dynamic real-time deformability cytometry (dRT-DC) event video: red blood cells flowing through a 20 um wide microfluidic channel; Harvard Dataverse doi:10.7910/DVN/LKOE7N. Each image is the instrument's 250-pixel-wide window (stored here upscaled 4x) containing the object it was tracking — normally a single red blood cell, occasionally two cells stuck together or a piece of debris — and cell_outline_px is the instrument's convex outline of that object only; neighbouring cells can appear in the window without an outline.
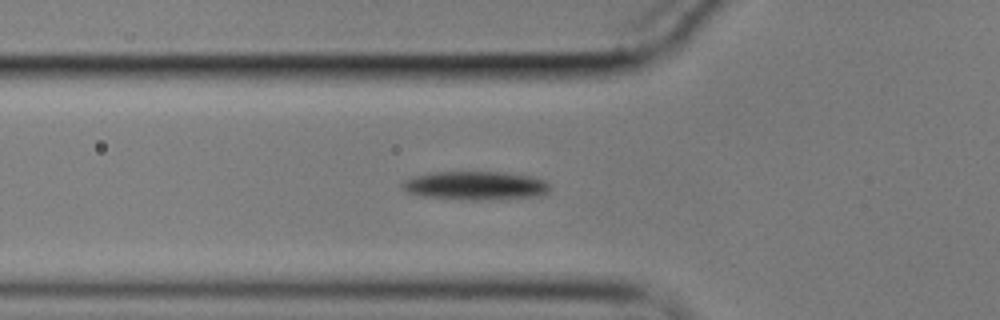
{"species": "common noctule bat (a hibernating species)", "species_latin": "Nyctalus noctula", "temperature_condition": "cold", "stored_images_in_passage": 47, "camera_frame_rate_fps": 3000, "um_per_image_px": 0.085, "animal": {"sex": "male", "body_mass_g": 17.9}, "frame": {"image": 1, "passage_image": 4, "time_ms": 1.0, "image_size_px": [1000, 320], "cell_outline_px": [[552, 188], [548, 192], [540, 196], [504, 200], [476, 200], [424, 196], [408, 192], [400, 188], [400, 184], [404, 180], [412, 176], [432, 172], [504, 172], [528, 176], [544, 180], [552, 184]], "centroid_in_image_um": [40.46, 15.78], "position_along_channel_um": 85.3, "area_um2": 25.03}}
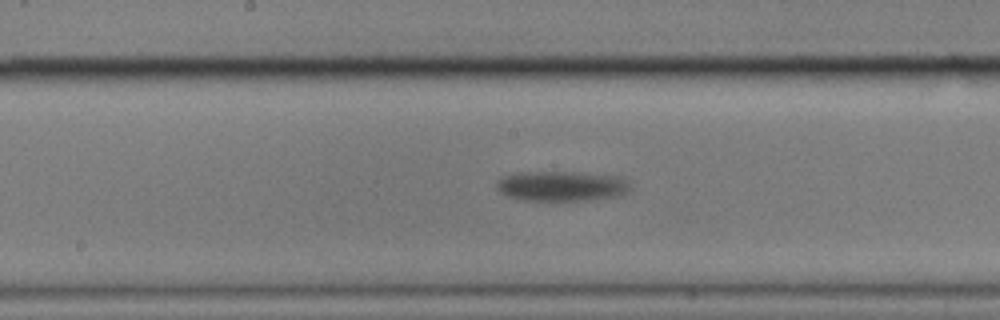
{"frame": {"image": 2, "passage_image": 15, "time_ms": 4.667, "image_size_px": [1000, 320], "cell_outline_px": [[632, 188], [628, 192], [616, 196], [588, 200], [520, 200], [508, 196], [500, 192], [496, 188], [496, 180], [504, 176], [520, 172], [576, 172], [612, 176], [624, 180]], "centroid_in_image_um": [47.67, 15.82], "position_along_channel_um": 200.5, "area_um2": 23.18}}
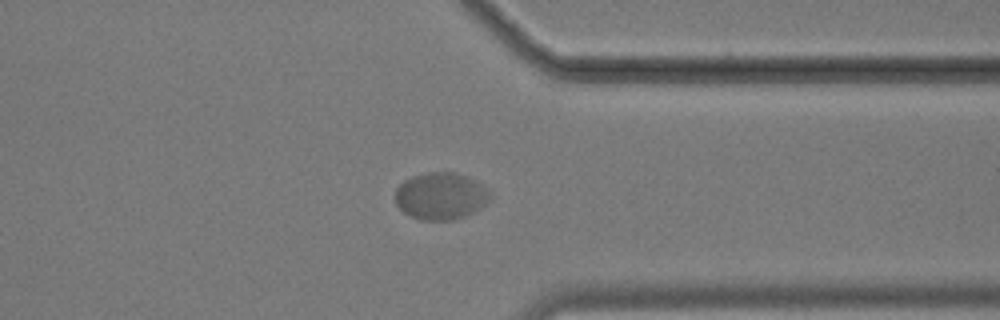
{"frame": {"image": 3, "passage_image": 32, "time_ms": 10.333, "image_size_px": [1000, 320], "cell_outline_px": [[492, 196], [480, 208], [464, 216], [452, 220], [420, 220], [404, 212], [396, 204], [396, 188], [404, 180], [412, 176], [428, 172], [456, 172], [488, 188], [492, 192]], "centroid_in_image_um": [37.46, 16.66], "position_along_channel_um": 373.9, "area_um2": 25.84}, "authors_computed_cell_mechanics": {"area_um2": 24.7384, "velocity_mm_per_s": 3.1241, "shape_relaxation_time_tau1_ms": 4.8239, "shape_relaxation_time_tau2_ms": null, "deformation_change_tau1": 0.1324, "deformation_change_tau2": null}}